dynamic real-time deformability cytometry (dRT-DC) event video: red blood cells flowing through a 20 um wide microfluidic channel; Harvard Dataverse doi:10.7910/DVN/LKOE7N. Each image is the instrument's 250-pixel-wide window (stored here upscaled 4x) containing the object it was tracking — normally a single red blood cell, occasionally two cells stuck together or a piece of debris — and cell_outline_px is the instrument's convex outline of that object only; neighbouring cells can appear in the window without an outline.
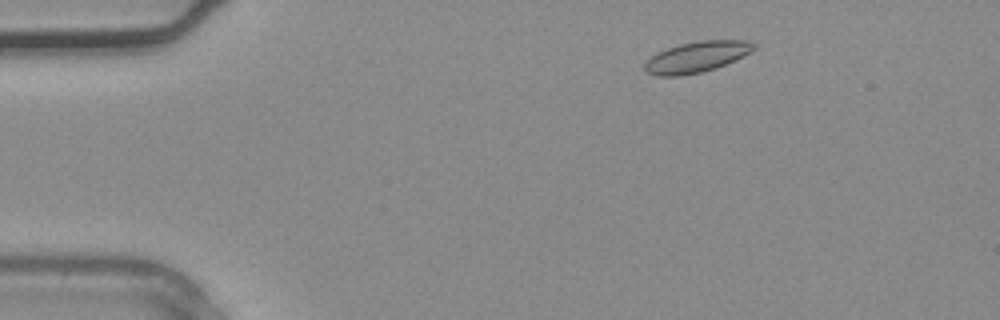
{"species": "common noctule bat (a hibernating species)", "species_latin": "Nyctalus noctula", "temperature_condition": "warm", "stored_images_in_passage": 9, "camera_frame_rate_fps": 3000, "um_per_image_px": 0.085, "animal": {"sex": "male", "body_mass_g": 20.4}, "frame": {"image": 1, "passage_image": 4, "time_ms": 1.0, "image_size_px": [1000, 320], "cell_outline_px": [[756, 48], [716, 68], [700, 72], [680, 76], [656, 76], [644, 72], [644, 64], [652, 56], [668, 48], [680, 44], [700, 40], [752, 40], [756, 44]], "centroid_in_image_um": [59.19, 4.84], "position_along_channel_um": 25.8, "area_um2": 19.36}}